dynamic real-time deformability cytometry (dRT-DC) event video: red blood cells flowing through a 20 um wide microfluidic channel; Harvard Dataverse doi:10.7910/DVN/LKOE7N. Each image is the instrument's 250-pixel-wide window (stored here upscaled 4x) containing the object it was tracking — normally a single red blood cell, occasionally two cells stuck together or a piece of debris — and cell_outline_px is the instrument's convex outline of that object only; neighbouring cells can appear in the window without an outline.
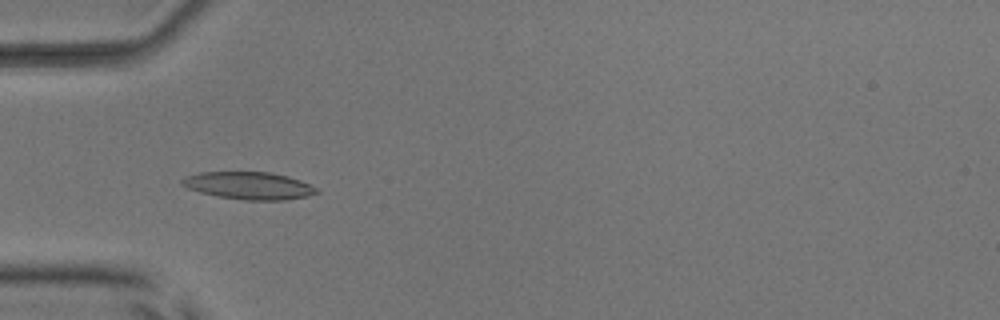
{"species": "common noctule bat (a hibernating species)", "species_latin": "Nyctalus noctula", "temperature_condition": "room temperature", "stored_images_in_passage": 54, "camera_frame_rate_fps": 3000, "um_per_image_px": 0.085, "animal": {"sex": "male", "body_mass_g": 17.9, "forearm_length_mm": 54.2}, "frame": {"image": 1, "passage_image": 18, "time_ms": 5.667, "image_size_px": [1000, 320], "cell_outline_px": [[320, 192], [308, 196], [284, 200], [244, 200], [220, 196], [200, 192], [188, 188], [180, 184], [180, 180], [184, 176], [200, 172], [268, 172], [288, 176], [300, 180], [316, 188]], "centroid_in_image_um": [21.14, 15.77], "position_along_channel_um": 63.9, "area_um2": 21.44}}
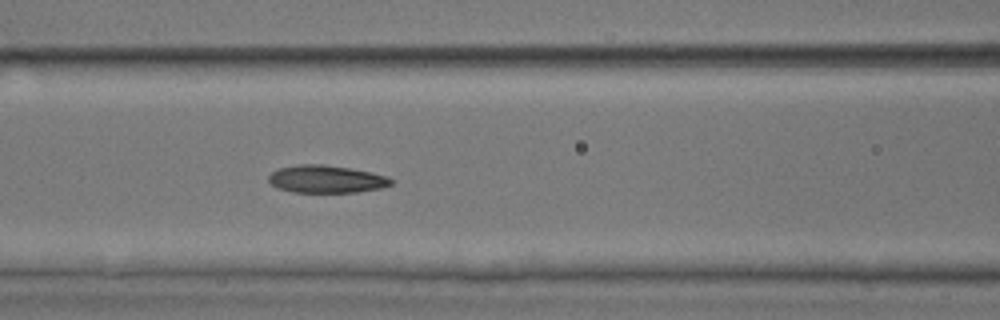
{"frame": {"image": 2, "passage_image": 24, "time_ms": 7.667, "image_size_px": [1000, 320], "cell_outline_px": [[392, 184], [380, 188], [356, 192], [292, 192], [276, 188], [268, 180], [268, 176], [272, 172], [280, 168], [300, 164], [320, 164], [348, 168], [372, 172], [384, 176], [392, 180]], "centroid_in_image_um": [27.69, 15.23], "position_along_channel_um": 138.9, "area_um2": 19.48}}
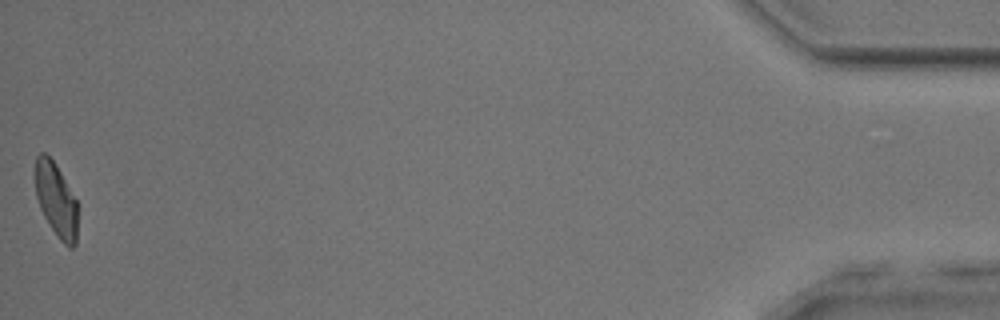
{"frame": {"image": 3, "passage_image": 54, "time_ms": 17.667, "image_size_px": [1000, 320], "cell_outline_px": [[76, 244], [72, 248], [68, 248], [56, 236], [44, 216], [40, 208], [36, 196], [36, 156], [40, 152], [44, 152], [56, 164], [76, 200]], "centroid_in_image_um": [4.76, 17.01], "position_along_channel_um": 430.4, "area_um2": 17.98}, "authors_computed_cell_mechanics": {"area_um2": 19.9988, "velocity_mm_per_s": 3.8593, "shape_relaxation_time_tau1_ms": 3.7645, "shape_relaxation_time_tau2_ms": 2.7957, "deformation_change_tau1": 0.1652, "deformation_change_tau2": 0.1098}}